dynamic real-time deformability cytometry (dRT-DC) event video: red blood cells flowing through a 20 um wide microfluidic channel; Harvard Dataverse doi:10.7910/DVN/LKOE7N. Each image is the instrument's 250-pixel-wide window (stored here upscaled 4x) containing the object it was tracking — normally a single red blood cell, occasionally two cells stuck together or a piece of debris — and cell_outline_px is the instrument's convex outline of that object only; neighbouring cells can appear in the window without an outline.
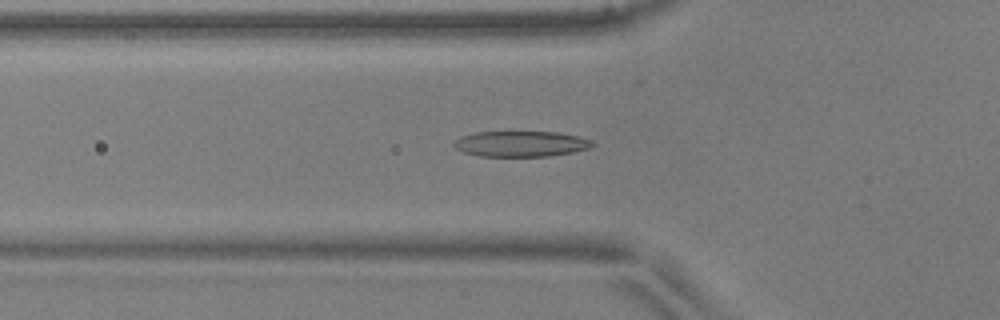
{"species": "common noctule bat (a hibernating species)", "species_latin": "Nyctalus noctula", "temperature_condition": "warm", "stored_images_in_passage": 51, "camera_frame_rate_fps": 3000, "um_per_image_px": 0.085, "animal": {"sex": "male", "body_mass_g": 17.9, "forearm_length_mm": 54.2}, "frame": {"image": 1, "passage_image": 18, "time_ms": 5.667, "image_size_px": [1000, 320], "cell_outline_px": [[596, 144], [588, 148], [572, 152], [548, 156], [480, 156], [464, 152], [456, 148], [452, 144], [460, 136], [476, 132], [560, 132], [592, 140]], "centroid_in_image_um": [44.27, 12.22], "position_along_channel_um": 81.5, "area_um2": 20.58}}
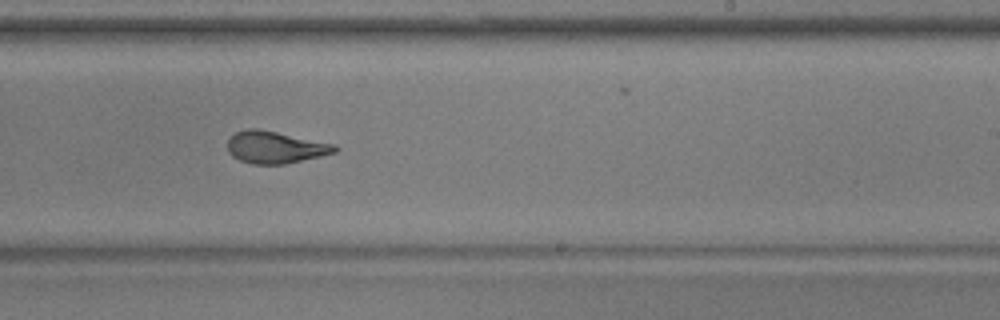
{"frame": {"image": 2, "passage_image": 32, "time_ms": 10.333, "image_size_px": [1000, 320], "cell_outline_px": [[340, 148], [336, 152], [320, 156], [284, 164], [252, 164], [240, 160], [232, 156], [228, 152], [228, 140], [236, 132], [248, 128], [256, 128], [336, 144]], "centroid_in_image_um": [23.41, 12.52], "position_along_channel_um": 265.6, "area_um2": 19.94}}
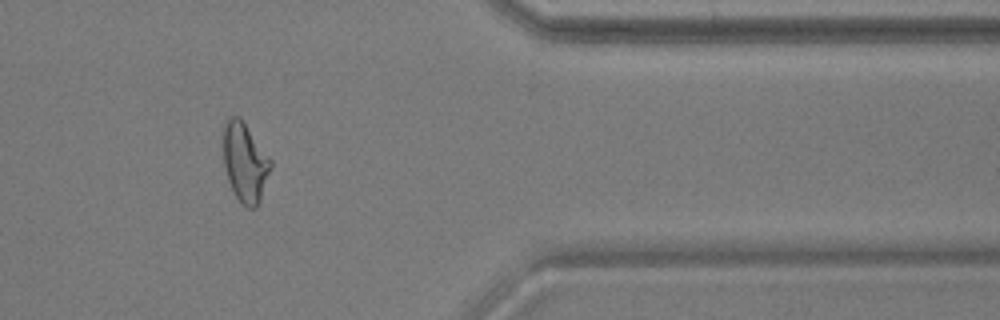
{"frame": {"image": 3, "passage_image": 43, "time_ms": 14.0, "image_size_px": [1000, 320], "cell_outline_px": [[272, 164], [260, 200], [256, 208], [248, 208], [236, 196], [228, 180], [224, 164], [224, 120], [228, 116], [240, 116], [272, 160]], "centroid_in_image_um": [20.82, 13.75], "position_along_channel_um": 390.6, "area_um2": 21.68}, "authors_computed_cell_mechanics": {"area_um2": 20.5768, "velocity_mm_per_s": 3.9269, "shape_relaxation_time_tau1_ms": 5.1676, "shape_relaxation_time_tau2_ms": 1.3956, "deformation_change_tau1": 0.222, "deformation_change_tau2": 0.0968}}